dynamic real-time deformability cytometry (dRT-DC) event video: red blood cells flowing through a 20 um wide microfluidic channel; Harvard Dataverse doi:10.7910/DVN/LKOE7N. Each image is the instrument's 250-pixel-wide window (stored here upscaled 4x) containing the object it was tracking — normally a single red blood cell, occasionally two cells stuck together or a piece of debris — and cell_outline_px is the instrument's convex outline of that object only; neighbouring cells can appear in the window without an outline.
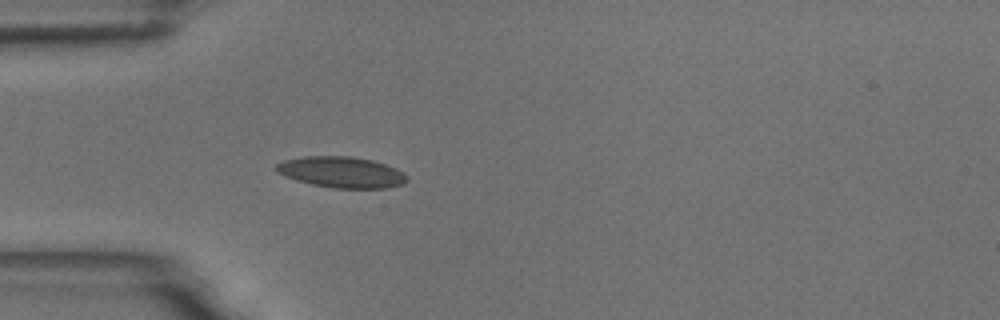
{"species": "common noctule bat (a hibernating species)", "species_latin": "Nyctalus noctula", "temperature_condition": "room temperature", "stored_images_in_passage": 4, "camera_frame_rate_fps": 3000, "um_per_image_px": 0.085, "animal": {"sex": "male", "body_mass_g": 18.8}, "frame": {"image": 1, "passage_image": 4, "time_ms": 3.667, "image_size_px": [1000, 320], "cell_outline_px": [[408, 180], [404, 184], [388, 188], [332, 188], [312, 184], [296, 180], [276, 172], [276, 164], [284, 160], [304, 156], [352, 156], [372, 160], [396, 168], [404, 172], [408, 176]], "centroid_in_image_um": [29.06, 14.64], "position_along_channel_um": 55.9, "area_um2": 23.76}}